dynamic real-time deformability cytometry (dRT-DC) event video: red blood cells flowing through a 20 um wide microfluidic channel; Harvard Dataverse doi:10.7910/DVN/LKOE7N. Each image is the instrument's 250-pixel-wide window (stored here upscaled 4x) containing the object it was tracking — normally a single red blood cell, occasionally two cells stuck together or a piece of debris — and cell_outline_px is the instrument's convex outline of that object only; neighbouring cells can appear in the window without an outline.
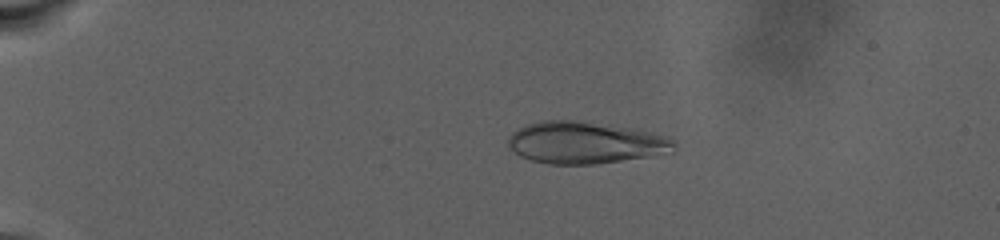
{"species": "human", "species_latin": "Homo sapiens", "temperature_condition": "warm", "stored_images_in_passage": 71, "camera_frame_rate_fps": 3000, "um_per_image_px": 0.085, "donor": {"sex": "male"}, "frame": {"image": 1, "passage_image": 3, "time_ms": 0.667, "image_size_px": [1000, 240], "cell_outline_px": [[676, 148], [672, 152], [648, 156], [596, 164], [548, 164], [532, 160], [520, 156], [508, 148], [508, 136], [512, 132], [528, 124], [540, 120], [580, 120], [632, 128], [668, 136], [676, 140]], "centroid_in_image_um": [49.75, 12.12], "position_along_channel_um": 35.3, "area_um2": 40.81}}
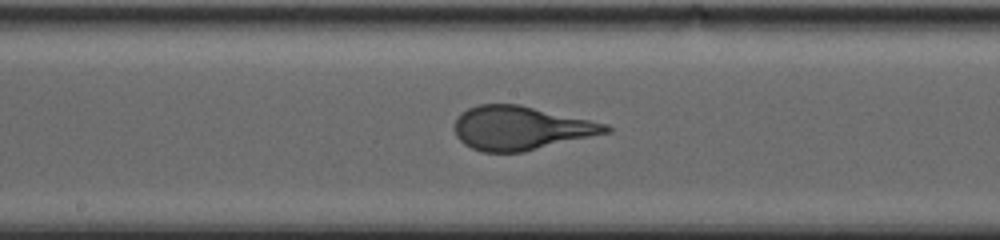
{"frame": {"image": 2, "passage_image": 34, "time_ms": 11.0, "image_size_px": [1000, 240], "cell_outline_px": [[612, 132], [524, 152], [484, 152], [472, 148], [464, 144], [456, 136], [456, 116], [460, 112], [468, 108], [480, 104], [520, 104], [608, 124], [612, 128]], "centroid_in_image_um": [44.29, 10.88], "position_along_channel_um": 203.9, "area_um2": 38.73}}
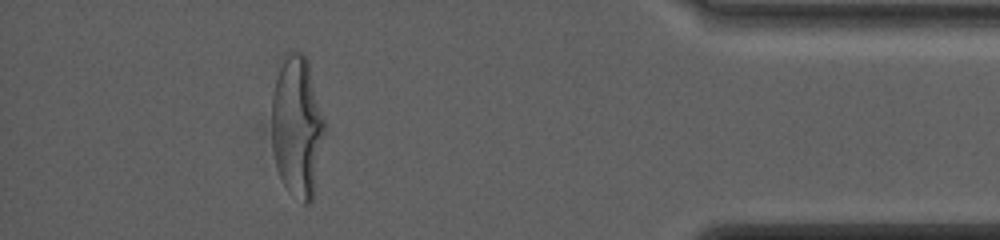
{"frame": {"image": 3, "passage_image": 64, "time_ms": 21.0, "image_size_px": [1000, 240], "cell_outline_px": [[324, 136], [312, 200], [308, 204], [304, 204], [288, 192], [276, 168], [272, 148], [272, 92], [284, 56], [288, 52], [304, 52], [308, 60], [324, 120]], "centroid_in_image_um": [25.24, 10.77], "position_along_channel_um": 410.0, "area_um2": 43.35}, "authors_computed_cell_mechanics": {"area_um2": 38.7838, "velocity_mm_per_s": 2.4218, "shape_relaxation_time_tau1_ms": 7.8799, "shape_relaxation_time_tau2_ms": null, "deformation_change_tau1": 0.2648, "deformation_change_tau2": null}}